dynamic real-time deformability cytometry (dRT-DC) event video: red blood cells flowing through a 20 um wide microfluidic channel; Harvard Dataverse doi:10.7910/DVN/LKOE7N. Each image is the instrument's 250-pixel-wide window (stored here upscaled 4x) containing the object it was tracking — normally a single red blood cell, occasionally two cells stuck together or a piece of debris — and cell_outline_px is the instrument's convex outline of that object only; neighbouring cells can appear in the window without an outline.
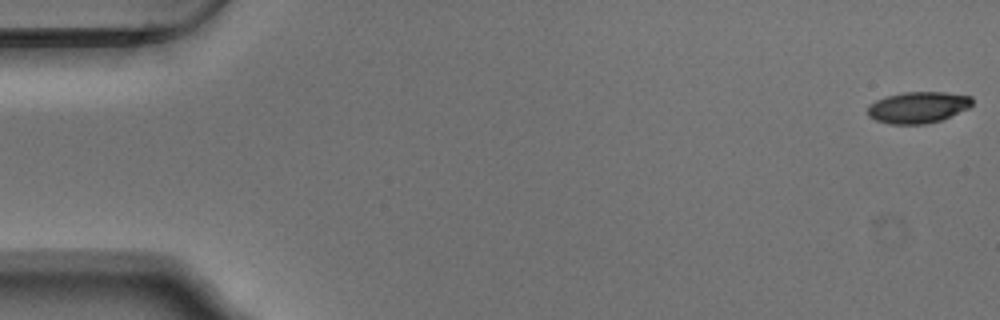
{"species": "Egyptian fruit bat (a non-hibernating species)", "species_latin": "Rousettus aegyptiacus", "temperature_condition": "warm", "stored_images_in_passage": 12, "camera_frame_rate_fps": 3000, "um_per_image_px": 0.085, "animal": {"sex": "male"}, "frame": {"image": 1, "passage_image": 1, "time_ms": 0.0, "image_size_px": [1000, 320], "cell_outline_px": [[972, 104], [968, 108], [940, 120], [924, 124], [888, 124], [876, 120], [868, 116], [868, 104], [884, 96], [904, 92], [944, 92], [972, 96]], "centroid_in_image_um": [77.99, 9.12], "position_along_channel_um": 7.0, "area_um2": 19.13}}